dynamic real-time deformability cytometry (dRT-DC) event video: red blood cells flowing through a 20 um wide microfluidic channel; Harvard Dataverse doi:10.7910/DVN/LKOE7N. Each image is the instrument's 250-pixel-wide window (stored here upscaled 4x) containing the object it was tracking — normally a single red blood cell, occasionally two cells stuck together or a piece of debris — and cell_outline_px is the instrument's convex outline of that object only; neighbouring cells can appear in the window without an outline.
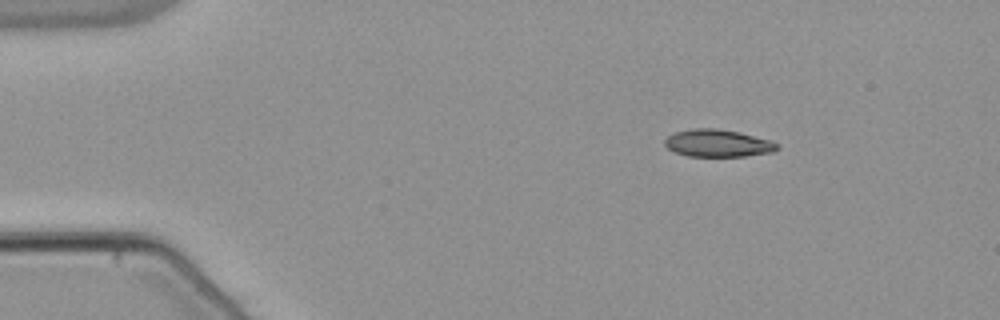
{"species": "common noctule bat (a hibernating species)", "species_latin": "Nyctalus noctula", "temperature_condition": "warm", "stored_images_in_passage": 47, "camera_frame_rate_fps": 3000, "um_per_image_px": 0.085, "animal": {"sex": "male", "body_mass_g": 21.5, "forearm_length_mm": 52.0}, "frame": {"image": 1, "passage_image": 1, "time_ms": 0.0, "image_size_px": [1000, 320], "cell_outline_px": [[780, 148], [772, 152], [744, 156], [688, 156], [676, 152], [668, 148], [664, 144], [664, 140], [668, 136], [676, 132], [692, 128], [716, 128], [740, 132], [772, 140], [780, 144]], "centroid_in_image_um": [61.06, 12.16], "position_along_channel_um": 23.9, "area_um2": 18.03}}
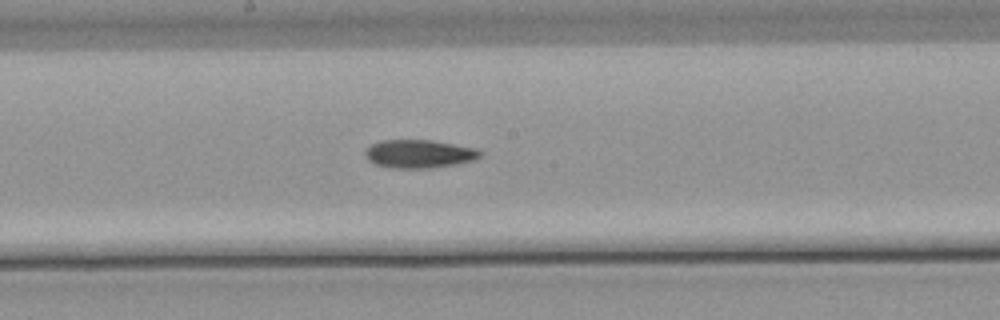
{"frame": {"image": 2, "passage_image": 22, "time_ms": 7.0, "image_size_px": [1000, 320], "cell_outline_px": [[480, 156], [472, 160], [456, 164], [428, 168], [388, 168], [376, 164], [368, 160], [364, 156], [364, 152], [372, 144], [380, 140], [432, 140], [476, 148], [480, 152]], "centroid_in_image_um": [35.57, 13.07], "position_along_channel_um": 212.6, "area_um2": 18.84}}
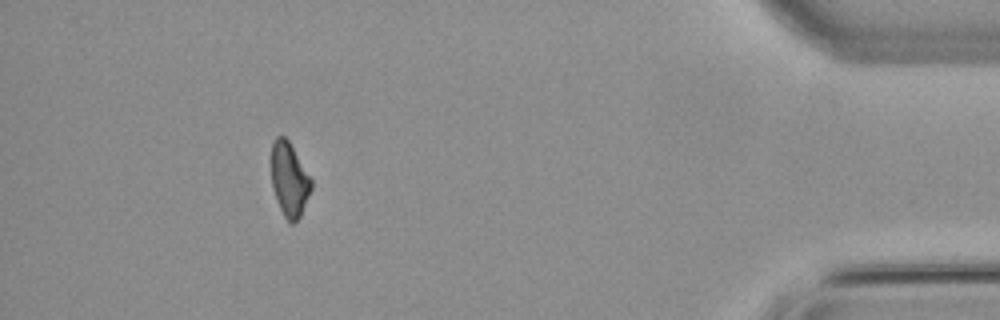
{"frame": {"image": 3, "passage_image": 42, "time_ms": 13.667, "image_size_px": [1000, 320], "cell_outline_px": [[312, 188], [300, 216], [292, 224], [288, 224], [276, 200], [272, 188], [272, 144], [276, 136], [284, 136], [288, 140], [312, 180]], "centroid_in_image_um": [24.59, 15.28], "position_along_channel_um": 410.6, "area_um2": 17.05}, "authors_computed_cell_mechanics": {"area_um2": 18.496, "velocity_mm_per_s": 3.8286, "shape_relaxation_time_tau1_ms": 7.1613, "shape_relaxation_time_tau2_ms": null, "deformation_change_tau1": 0.1709, "deformation_change_tau2": null}}